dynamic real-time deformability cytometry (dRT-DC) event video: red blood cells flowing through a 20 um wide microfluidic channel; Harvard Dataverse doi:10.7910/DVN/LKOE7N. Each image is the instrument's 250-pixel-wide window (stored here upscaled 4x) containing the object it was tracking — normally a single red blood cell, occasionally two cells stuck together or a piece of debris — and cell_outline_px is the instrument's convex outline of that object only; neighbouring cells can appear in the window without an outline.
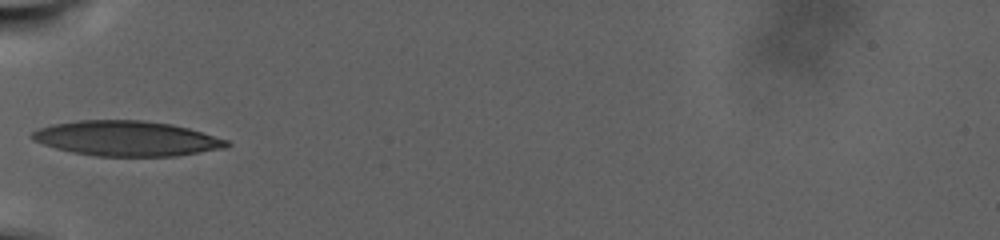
{"species": "human", "species_latin": "Homo sapiens", "temperature_condition": "warm", "stored_images_in_passage": 60, "camera_frame_rate_fps": 3000, "um_per_image_px": 0.085, "donor": {"sex": "male"}, "frame": {"image": 1, "passage_image": 1, "time_ms": 0.0, "image_size_px": [1000, 240], "cell_outline_px": [[232, 144], [228, 148], [176, 156], [96, 156], [72, 152], [56, 148], [32, 140], [28, 136], [32, 132], [40, 128], [52, 124], [76, 120], [144, 120], [172, 124], [188, 128], [228, 140]], "centroid_in_image_um": [10.78, 11.77], "position_along_channel_um": 74.2, "area_um2": 40.0}}
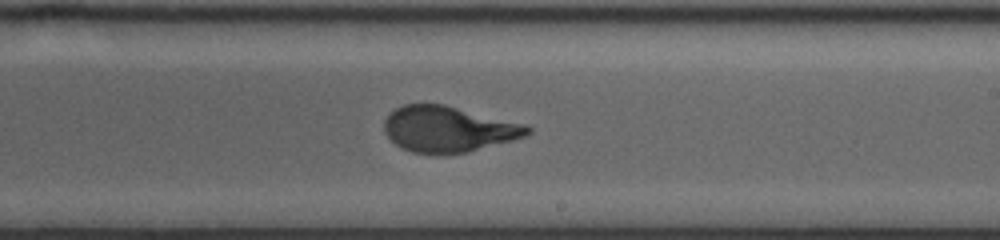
{"frame": {"image": 2, "passage_image": 25, "time_ms": 8.0, "image_size_px": [1000, 240], "cell_outline_px": [[532, 132], [524, 136], [512, 140], [468, 152], [412, 152], [400, 148], [384, 132], [384, 120], [388, 112], [404, 104], [444, 104], [524, 124], [532, 128]], "centroid_in_image_um": [38.08, 10.95], "position_along_channel_um": 250.9, "area_um2": 37.74}}
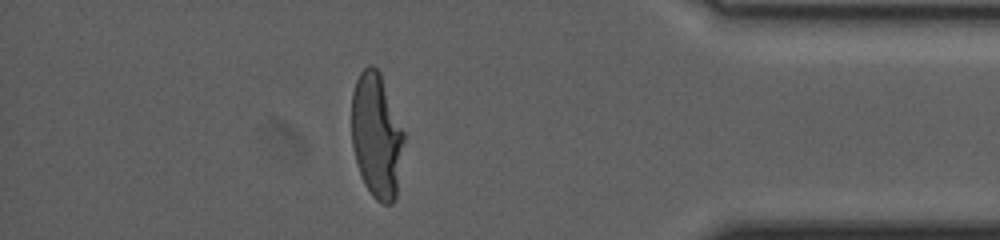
{"frame": {"image": 3, "passage_image": 49, "time_ms": 16.0, "image_size_px": [1000, 240], "cell_outline_px": [[404, 140], [396, 196], [392, 204], [384, 204], [376, 200], [372, 196], [364, 184], [356, 164], [352, 144], [352, 92], [356, 80], [360, 72], [368, 64], [372, 64], [380, 72], [404, 132]], "centroid_in_image_um": [31.99, 11.53], "position_along_channel_um": 403.2, "area_um2": 38.09}, "authors_computed_cell_mechanics": {"area_um2": 38.7549, "velocity_mm_per_s": 2.2316, "shape_relaxation_time_tau1_ms": 7.8616, "shape_relaxation_time_tau2_ms": null, "deformation_change_tau1": 0.2461, "deformation_change_tau2": null}}